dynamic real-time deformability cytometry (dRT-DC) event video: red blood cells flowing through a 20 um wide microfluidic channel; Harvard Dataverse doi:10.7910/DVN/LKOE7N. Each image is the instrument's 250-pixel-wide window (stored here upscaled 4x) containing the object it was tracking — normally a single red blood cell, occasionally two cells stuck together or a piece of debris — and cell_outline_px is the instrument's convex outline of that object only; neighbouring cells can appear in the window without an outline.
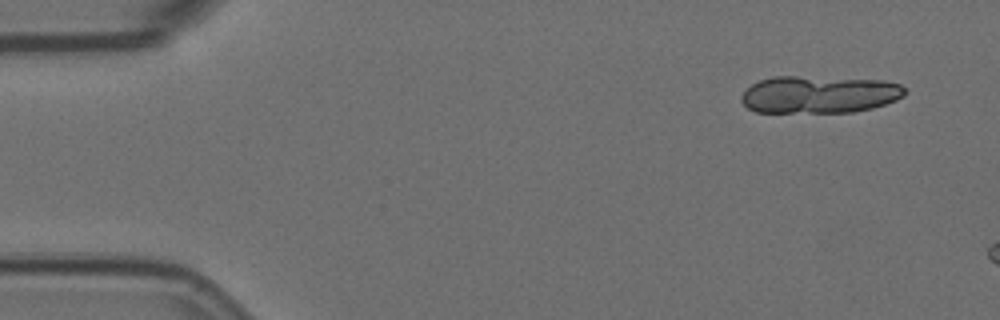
{"species": "Egyptian fruit bat (a non-hibernating species)", "species_latin": "Rousettus aegyptiacus", "temperature_condition": "room temperature", "stored_images_in_passage": 3, "camera_frame_rate_fps": 3000, "um_per_image_px": 0.085, "animal": {"sex": "female"}, "frame": {"image": 1, "passage_image": 1, "time_ms": 0.0, "image_size_px": [1000, 320], "cell_outline_px": [[904, 96], [896, 100], [872, 108], [852, 112], [756, 112], [748, 108], [740, 100], [740, 96], [752, 84], [760, 80], [772, 76], [796, 76], [884, 80], [900, 84], [904, 88]], "centroid_in_image_um": [69.61, 8.03], "position_along_channel_um": 15.4, "area_um2": 35.6}}